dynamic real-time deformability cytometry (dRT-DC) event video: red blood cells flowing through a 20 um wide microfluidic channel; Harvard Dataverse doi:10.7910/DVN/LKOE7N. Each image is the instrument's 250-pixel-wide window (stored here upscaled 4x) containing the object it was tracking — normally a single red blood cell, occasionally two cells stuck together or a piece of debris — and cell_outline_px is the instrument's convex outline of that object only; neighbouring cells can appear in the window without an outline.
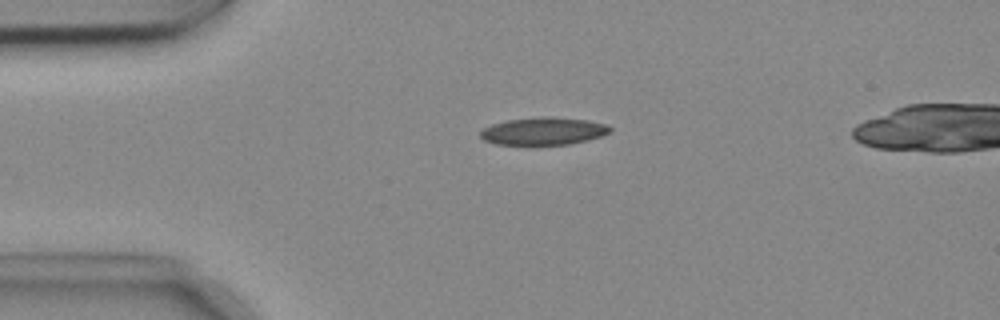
{"species": "common noctule bat (a hibernating species)", "species_latin": "Nyctalus noctula", "temperature_condition": "cold", "stored_images_in_passage": 40, "camera_frame_rate_fps": 3000, "um_per_image_px": 0.085, "animal": {"sex": "female", "body_mass_g": 18.4}, "frame": {"image": 1, "passage_image": 1, "time_ms": 0.0, "image_size_px": [1000, 320], "cell_outline_px": [[612, 132], [588, 140], [572, 144], [536, 148], [528, 148], [496, 144], [484, 140], [480, 136], [480, 132], [484, 128], [492, 124], [508, 120], [540, 116], [552, 116], [588, 120], [608, 124], [612, 128]], "centroid_in_image_um": [46.2, 11.2], "position_along_channel_um": 38.8, "area_um2": 22.14}}
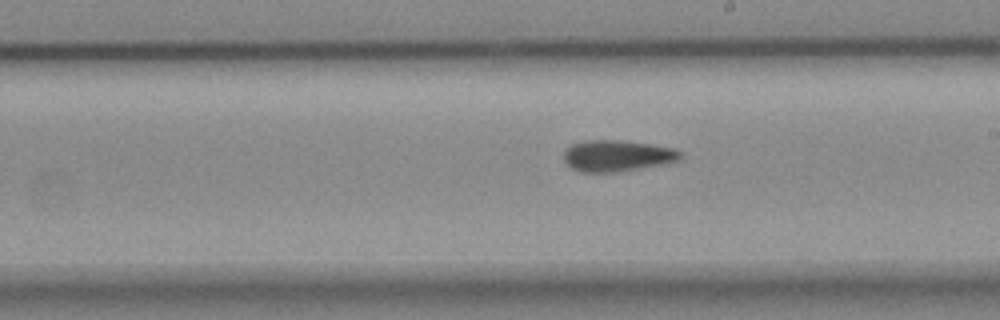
{"frame": {"image": 2, "passage_image": 19, "time_ms": 6.0, "image_size_px": [1000, 320], "cell_outline_px": [[684, 156], [680, 160], [668, 164], [620, 172], [580, 172], [572, 168], [564, 160], [564, 152], [568, 144], [584, 140], [620, 140], [648, 144], [672, 148], [680, 152]], "centroid_in_image_um": [52.46, 13.25], "position_along_channel_um": 236.5, "area_um2": 21.62}}
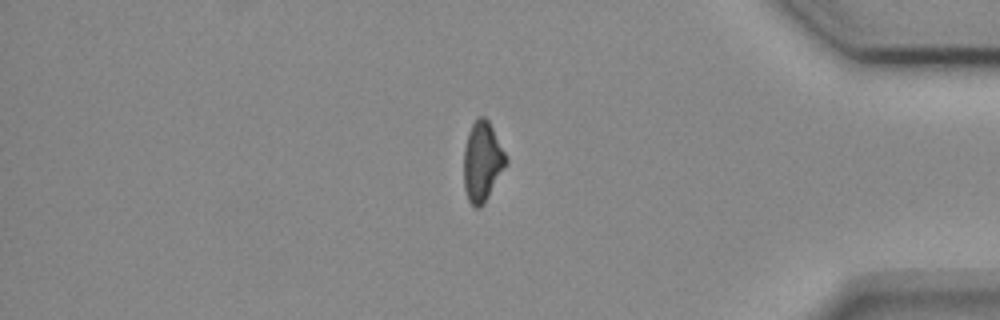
{"frame": {"image": 3, "passage_image": 34, "time_ms": 11.0, "image_size_px": [1000, 320], "cell_outline_px": [[508, 164], [484, 204], [480, 208], [476, 208], [468, 200], [464, 188], [464, 148], [468, 132], [476, 116], [484, 116], [488, 120], [508, 156]], "centroid_in_image_um": [41.02, 13.73], "position_along_channel_um": 394.2, "area_um2": 20.0}, "authors_computed_cell_mechanics": {"area_um2": 20.8369, "velocity_mm_per_s": 3.7429, "shape_relaxation_time_tau1_ms": 5.6855, "shape_relaxation_time_tau2_ms": null, "deformation_change_tau1": 0.1549, "deformation_change_tau2": null}}